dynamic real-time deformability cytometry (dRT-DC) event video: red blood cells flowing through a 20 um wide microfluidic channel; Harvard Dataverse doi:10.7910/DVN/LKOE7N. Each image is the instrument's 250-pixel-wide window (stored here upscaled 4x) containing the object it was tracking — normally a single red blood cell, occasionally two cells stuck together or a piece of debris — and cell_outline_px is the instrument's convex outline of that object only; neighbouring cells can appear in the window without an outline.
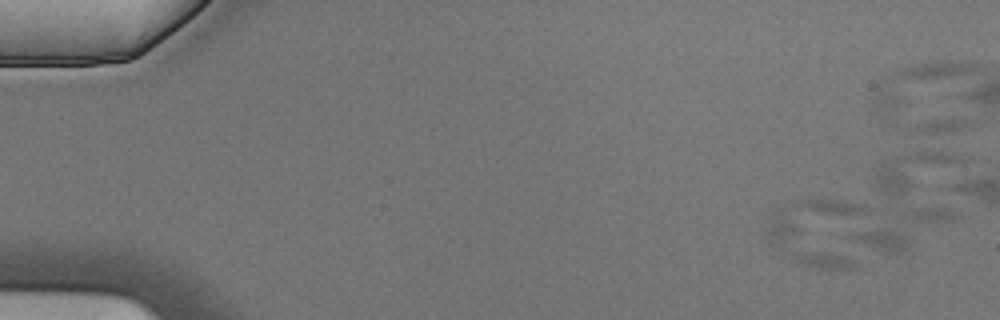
{"species": "Egyptian fruit bat (a non-hibernating species)", "species_latin": "Rousettus aegyptiacus", "temperature_condition": "cold", "stored_images_in_passage": 6, "camera_frame_rate_fps": 3000, "um_per_image_px": 0.085, "animal": {"sex": "male"}, "frame": {"image": 1, "passage_image": 2, "time_ms": 0.333, "image_size_px": [1000, 320], "cell_outline_px": [[856, 264], [852, 268], [820, 268], [804, 264], [780, 256], [764, 236], [764, 228], [776, 208], [784, 204], [788, 204], [852, 260]], "centroid_in_image_um": [68.23, 20.48], "position_along_channel_um": 16.8, "area_um2": 22.37}}